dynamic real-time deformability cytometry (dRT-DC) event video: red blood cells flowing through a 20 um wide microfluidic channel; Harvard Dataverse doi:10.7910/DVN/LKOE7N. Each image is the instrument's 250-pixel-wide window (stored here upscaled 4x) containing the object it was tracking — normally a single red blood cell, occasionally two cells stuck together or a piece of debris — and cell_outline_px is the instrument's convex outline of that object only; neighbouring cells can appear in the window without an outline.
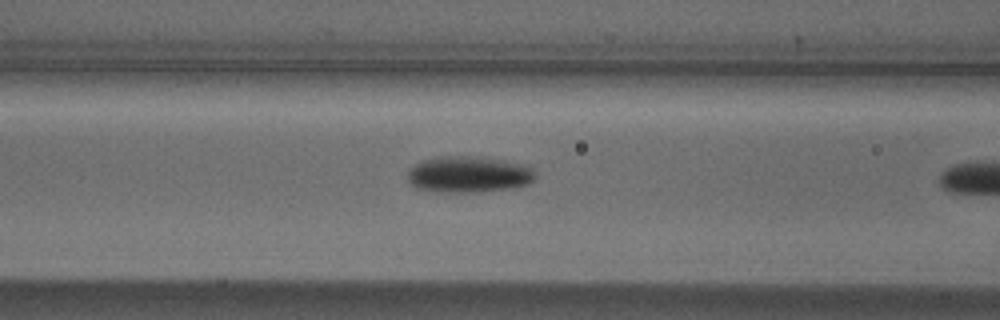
{"species": "Egyptian fruit bat (a non-hibernating species)", "species_latin": "Rousettus aegyptiacus", "temperature_condition": "cold", "stored_images_in_passage": 10, "camera_frame_rate_fps": 3000, "um_per_image_px": 0.085, "animal": {"sex": "male"}, "frame": {"image": 1, "passage_image": 9, "time_ms": 2.667, "image_size_px": [1000, 320], "cell_outline_px": [[536, 176], [528, 184], [512, 188], [476, 192], [440, 192], [416, 188], [408, 184], [408, 172], [420, 160], [440, 156], [480, 156], [524, 164], [532, 168]], "centroid_in_image_um": [39.82, 14.82], "position_along_channel_um": 126.8, "area_um2": 27.22}}